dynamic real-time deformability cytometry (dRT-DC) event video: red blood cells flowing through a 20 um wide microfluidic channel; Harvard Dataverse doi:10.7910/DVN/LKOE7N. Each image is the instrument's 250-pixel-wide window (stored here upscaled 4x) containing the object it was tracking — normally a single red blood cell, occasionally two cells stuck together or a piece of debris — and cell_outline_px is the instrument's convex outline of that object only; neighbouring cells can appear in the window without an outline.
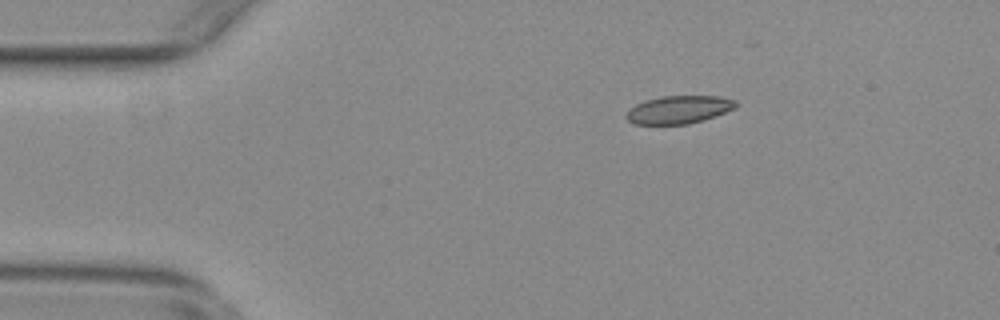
{"species": "common noctule bat (a hibernating species)", "species_latin": "Nyctalus noctula", "temperature_condition": "warm", "stored_images_in_passage": 17, "camera_frame_rate_fps": 3000, "um_per_image_px": 0.085, "animal": {"sex": "female", "body_mass_g": 29.2, "forearm_length_mm": 56.3}, "frame": {"image": 1, "passage_image": 3, "time_ms": 0.667, "image_size_px": [1000, 320], "cell_outline_px": [[736, 108], [704, 120], [688, 124], [636, 124], [628, 120], [624, 116], [636, 104], [644, 100], [660, 96], [720, 96], [736, 100]], "centroid_in_image_um": [57.71, 9.31], "position_along_channel_um": 27.3, "area_um2": 17.8}}
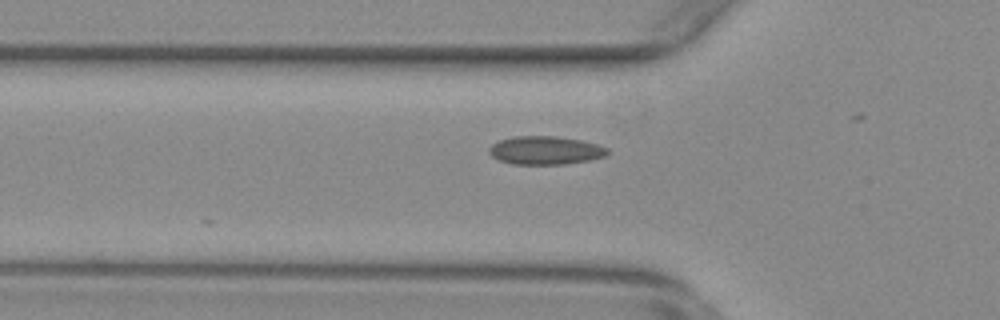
{"frame": {"image": 2, "passage_image": 12, "time_ms": 3.667, "image_size_px": [1000, 320], "cell_outline_px": [[608, 152], [604, 156], [588, 160], [564, 164], [512, 164], [500, 160], [492, 156], [488, 152], [488, 148], [492, 144], [500, 140], [512, 136], [556, 136], [580, 140], [596, 144], [608, 148]], "centroid_in_image_um": [46.32, 12.77], "position_along_channel_um": 79.5, "area_um2": 19.42}}
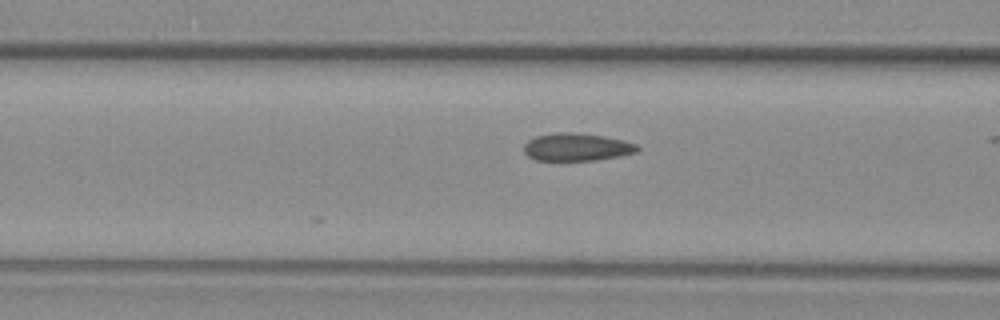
{"frame": {"image": 3, "passage_image": 15, "time_ms": 4.667, "image_size_px": [1000, 320], "cell_outline_px": [[640, 148], [636, 152], [620, 156], [596, 160], [536, 160], [528, 156], [524, 152], [524, 144], [528, 140], [536, 136], [556, 132], [572, 132], [604, 136], [624, 140], [636, 144]], "centroid_in_image_um": [49.02, 12.49], "position_along_channel_um": 117.6, "area_um2": 18.32}}